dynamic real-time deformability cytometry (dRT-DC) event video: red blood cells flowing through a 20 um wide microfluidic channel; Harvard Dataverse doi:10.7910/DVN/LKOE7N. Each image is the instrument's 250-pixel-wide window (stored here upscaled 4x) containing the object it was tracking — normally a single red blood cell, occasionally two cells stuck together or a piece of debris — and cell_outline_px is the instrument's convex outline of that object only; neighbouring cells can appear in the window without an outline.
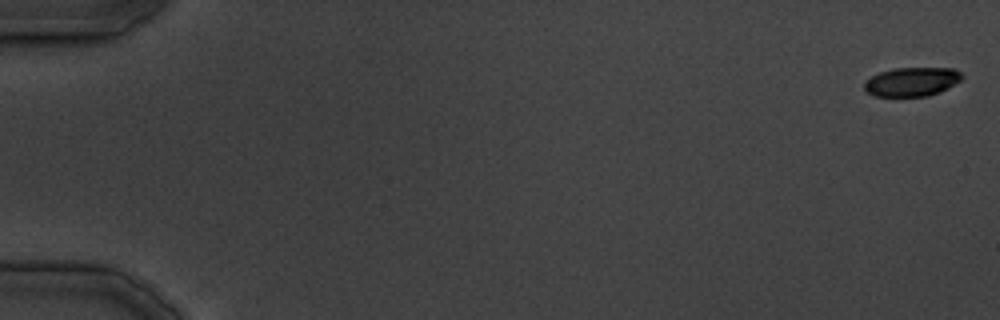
{"species": "common noctule bat (a hibernating species)", "species_latin": "Nyctalus noctula", "temperature_condition": "cold", "stored_images_in_passage": 16, "camera_frame_rate_fps": 3000, "um_per_image_px": 0.085, "animal": {"sex": "male", "body_mass_g": 19.5, "forearm_length_mm": 54.6}, "frame": {"image": 1, "passage_image": 1, "time_ms": 0.0, "image_size_px": [1000, 320], "cell_outline_px": [[964, 76], [960, 80], [948, 88], [940, 92], [928, 96], [876, 96], [868, 92], [864, 88], [864, 84], [872, 76], [880, 72], [892, 68], [956, 68]], "centroid_in_image_um": [77.54, 6.94], "position_along_channel_um": 7.5, "area_um2": 16.42}}
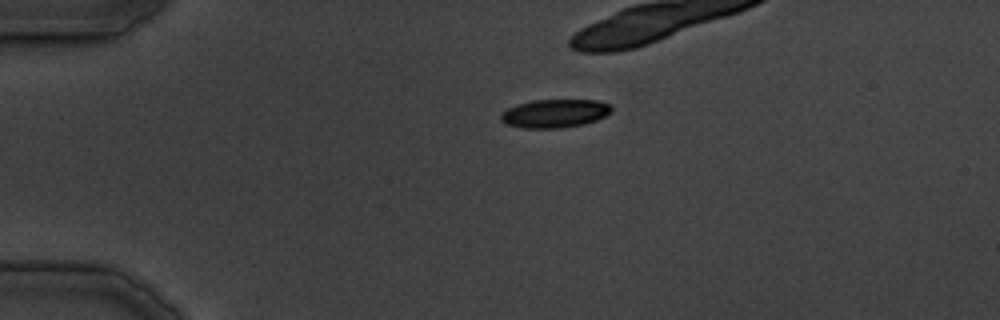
{"frame": {"image": 2, "passage_image": 9, "time_ms": 10.333, "image_size_px": [1000, 320], "cell_outline_px": [[612, 112], [596, 120], [584, 124], [560, 128], [524, 128], [504, 124], [500, 120], [500, 116], [508, 108], [516, 104], [532, 100], [596, 100], [612, 104]], "centroid_in_image_um": [47.16, 9.64], "position_along_channel_um": 37.8, "area_um2": 18.44}}